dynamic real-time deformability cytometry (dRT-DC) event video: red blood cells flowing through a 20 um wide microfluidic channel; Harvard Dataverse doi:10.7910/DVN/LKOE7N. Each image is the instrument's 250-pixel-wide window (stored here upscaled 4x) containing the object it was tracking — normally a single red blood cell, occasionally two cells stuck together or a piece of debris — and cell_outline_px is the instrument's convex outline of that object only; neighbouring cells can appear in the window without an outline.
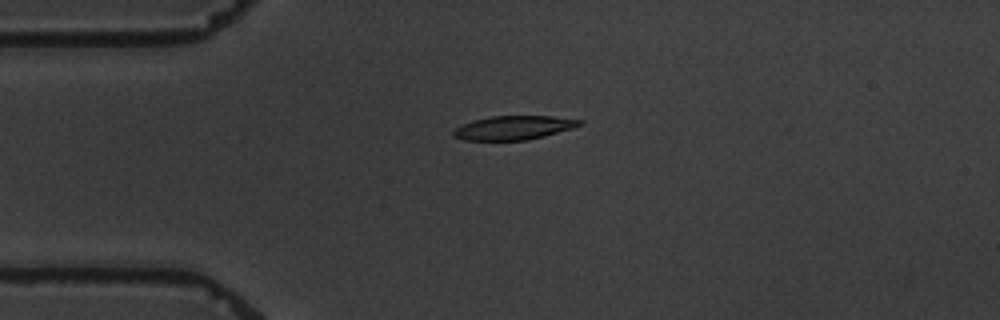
{"species": "common noctule bat (a hibernating species)", "species_latin": "Nyctalus noctula", "temperature_condition": "warm", "stored_images_in_passage": 2, "camera_frame_rate_fps": 3000, "um_per_image_px": 0.085, "animal": {"sex": "male", "body_mass_g": 19.5, "forearm_length_mm": 54.6}, "frame": {"image": 1, "passage_image": 2, "time_ms": 1.333, "image_size_px": [1000, 320], "cell_outline_px": [[584, 124], [572, 128], [544, 136], [528, 140], [464, 140], [452, 136], [452, 132], [460, 124], [472, 120], [492, 116], [552, 116], [584, 120]], "centroid_in_image_um": [43.65, 10.85], "position_along_channel_um": 41.4, "area_um2": 17.69}}